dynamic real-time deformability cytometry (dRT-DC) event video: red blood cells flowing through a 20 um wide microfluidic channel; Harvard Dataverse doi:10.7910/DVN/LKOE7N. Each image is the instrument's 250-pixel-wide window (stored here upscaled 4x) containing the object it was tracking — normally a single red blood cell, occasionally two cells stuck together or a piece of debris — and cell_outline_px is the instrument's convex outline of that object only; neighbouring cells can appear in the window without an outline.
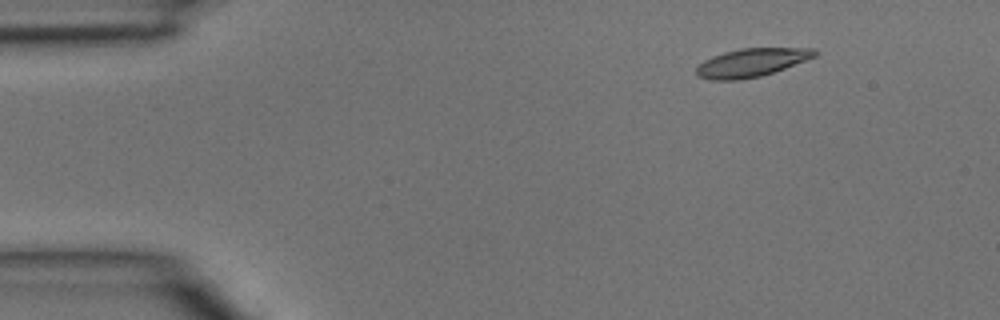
{"species": "common noctule bat (a hibernating species)", "species_latin": "Nyctalus noctula", "temperature_condition": "room temperature", "stored_images_in_passage": 5, "segment_of_instrument_passage": [1, 2], "camera_frame_rate_fps": 3000, "um_per_image_px": 0.085, "animal": {"sex": "male", "body_mass_g": 15.6}, "frame": {"image": 1, "passage_image": 2, "time_ms": 0.333, "image_size_px": [1000, 320], "cell_outline_px": [[820, 52], [816, 56], [784, 68], [760, 76], [740, 80], [708, 80], [696, 76], [696, 68], [704, 60], [712, 56], [724, 52], [740, 48], [816, 48]], "centroid_in_image_um": [63.86, 5.32], "position_along_channel_um": 21.1, "area_um2": 19.59}}